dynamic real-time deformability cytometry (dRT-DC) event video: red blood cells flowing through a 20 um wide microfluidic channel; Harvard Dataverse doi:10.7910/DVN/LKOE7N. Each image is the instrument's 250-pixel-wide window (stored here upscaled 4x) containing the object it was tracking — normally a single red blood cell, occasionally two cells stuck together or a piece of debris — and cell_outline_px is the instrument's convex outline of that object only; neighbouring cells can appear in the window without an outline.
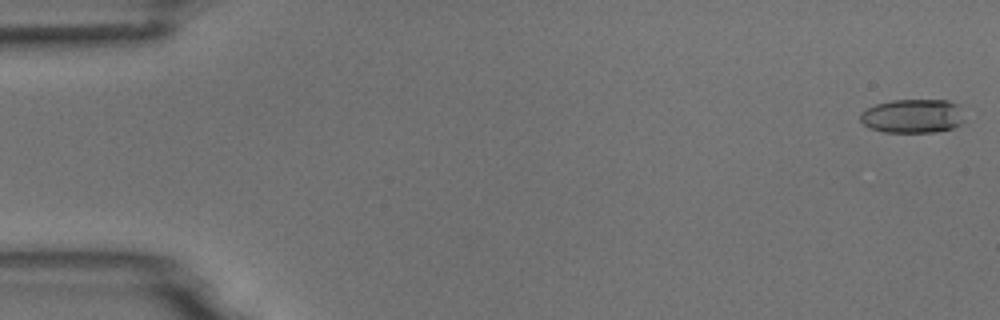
{"species": "common noctule bat (a hibernating species)", "species_latin": "Nyctalus noctula", "temperature_condition": "room temperature", "stored_images_in_passage": 55, "camera_frame_rate_fps": 3000, "um_per_image_px": 0.085, "animal": {"sex": "male", "body_mass_g": 18.8}, "frame": {"image": 1, "passage_image": 1, "time_ms": 0.0, "image_size_px": [1000, 320], "cell_outline_px": [[964, 120], [960, 124], [952, 128], [932, 132], [884, 132], [868, 128], [860, 120], [860, 112], [876, 104], [892, 100], [948, 100], [956, 104]], "centroid_in_image_um": [77.53, 9.87], "position_along_channel_um": 7.5, "area_um2": 20.46}}
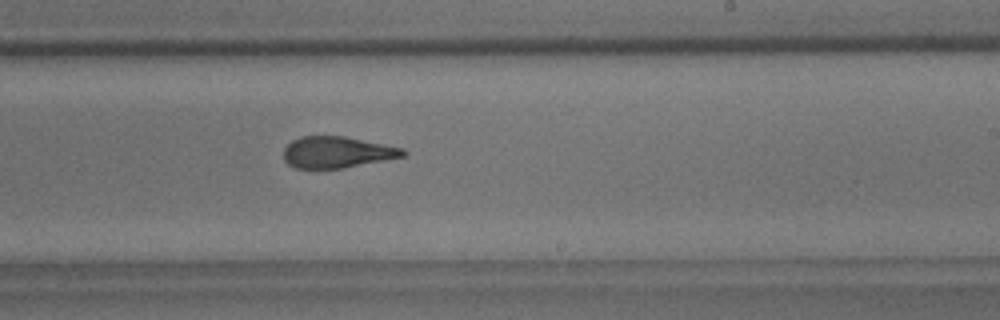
{"frame": {"image": 2, "passage_image": 33, "time_ms": 10.667, "image_size_px": [1000, 320], "cell_outline_px": [[408, 152], [404, 156], [344, 168], [296, 168], [288, 164], [284, 160], [284, 148], [292, 140], [300, 136], [344, 136], [404, 148]], "centroid_in_image_um": [28.64, 12.93], "position_along_channel_um": 260.4, "area_um2": 21.79}}
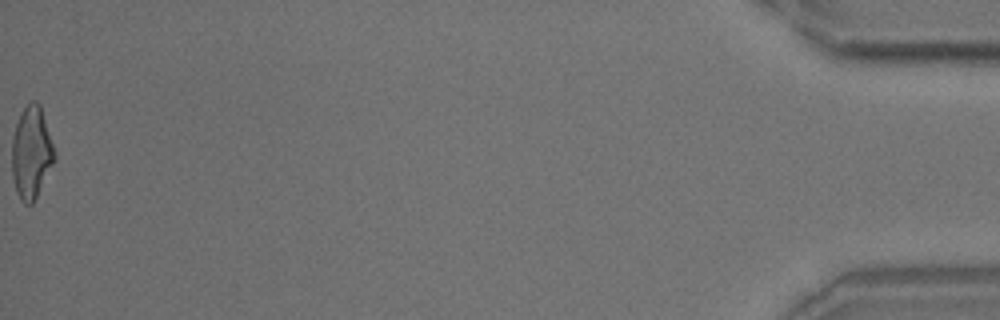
{"frame": {"image": 3, "passage_image": 55, "time_ms": 18.0, "image_size_px": [1000, 320], "cell_outline_px": [[56, 160], [32, 204], [24, 204], [20, 200], [16, 192], [12, 176], [12, 140], [16, 124], [24, 108], [32, 100], [36, 100], [40, 104], [56, 152]], "centroid_in_image_um": [2.68, 12.99], "position_along_channel_um": 432.5, "area_um2": 23.0}, "authors_computed_cell_mechanics": {"area_um2": 22.7154, "velocity_mm_per_s": 3.71, "shape_relaxation_time_tau1_ms": 6.8647, "shape_relaxation_time_tau2_ms": 2.3255, "deformation_change_tau1": 0.2144, "deformation_change_tau2": 0.1204}}